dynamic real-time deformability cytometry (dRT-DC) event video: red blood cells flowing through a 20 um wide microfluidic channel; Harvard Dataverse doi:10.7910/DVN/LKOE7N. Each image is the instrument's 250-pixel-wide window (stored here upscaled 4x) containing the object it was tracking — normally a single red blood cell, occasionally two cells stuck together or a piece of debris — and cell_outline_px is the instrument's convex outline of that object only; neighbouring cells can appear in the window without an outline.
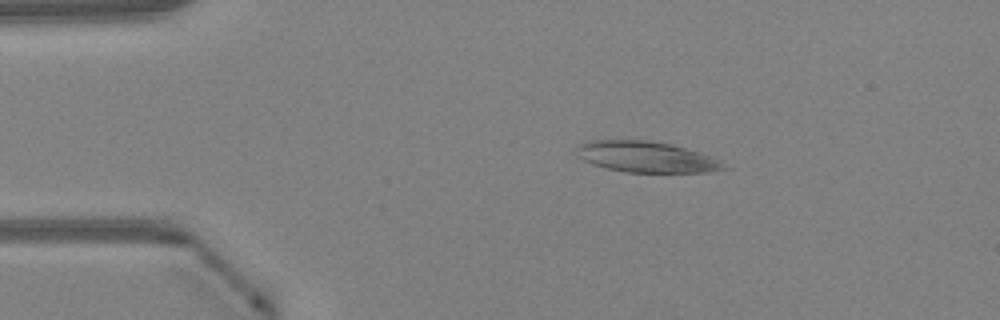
{"species": "Egyptian fruit bat (a non-hibernating species)", "species_latin": "Rousettus aegyptiacus", "temperature_condition": "warm", "stored_images_in_passage": 48, "camera_frame_rate_fps": 3000, "um_per_image_px": 0.085, "animal": {"sex": "female"}, "frame": {"image": 1, "passage_image": 9, "time_ms": 2.667, "image_size_px": [1000, 320], "cell_outline_px": [[732, 168], [712, 172], [624, 172], [592, 164], [576, 156], [572, 148], [580, 144], [592, 140], [648, 140], [672, 144], [700, 152], [712, 156]], "centroid_in_image_um": [54.94, 13.33], "position_along_channel_um": 30.1, "area_um2": 26.93}}
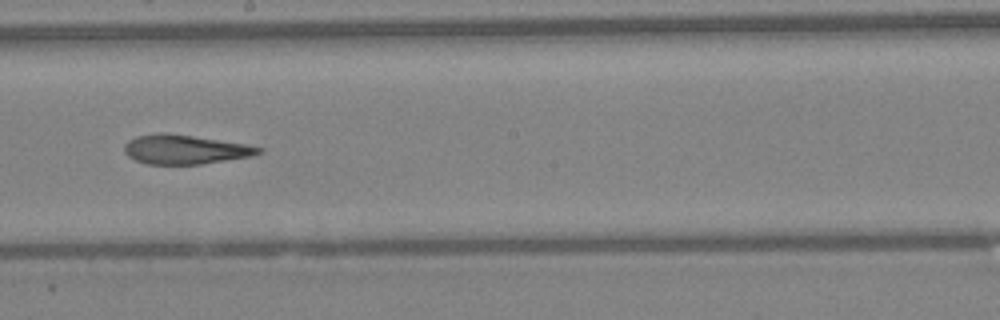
{"frame": {"image": 2, "passage_image": 27, "time_ms": 8.667, "image_size_px": [1000, 320], "cell_outline_px": [[264, 152], [252, 156], [200, 164], [148, 164], [136, 160], [128, 156], [124, 152], [124, 144], [128, 140], [136, 136], [160, 132], [192, 136], [244, 144], [264, 148]], "centroid_in_image_um": [15.71, 12.7], "position_along_channel_um": 232.5, "area_um2": 22.72}}
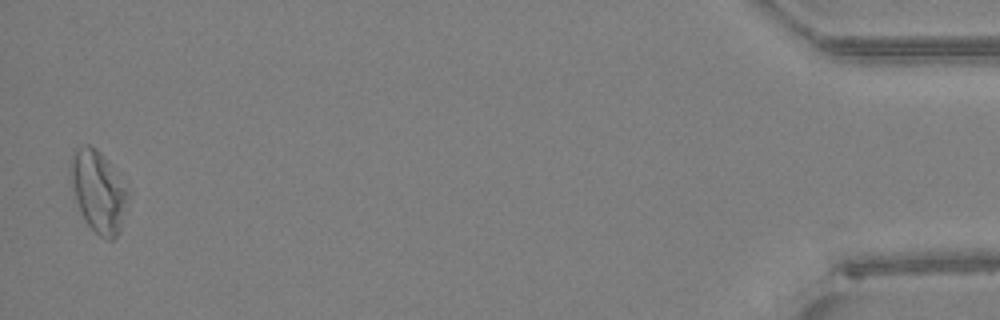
{"frame": {"image": 3, "passage_image": 47, "time_ms": 15.333, "image_size_px": [1000, 320], "cell_outline_px": [[128, 192], [120, 228], [116, 236], [112, 240], [108, 240], [100, 236], [88, 224], [76, 200], [72, 188], [68, 172], [72, 156], [76, 148], [84, 144], [92, 144], [104, 156]], "centroid_in_image_um": [8.3, 16.22], "position_along_channel_um": 426.9, "area_um2": 26.47}, "authors_computed_cell_mechanics": {"area_um2": 24.6228, "velocity_mm_per_s": 4.2625, "shape_relaxation_time_tau1_ms": null, "shape_relaxation_time_tau2_ms": 9.8193, "deformation_change_tau1": null, "deformation_change_tau2": 0.2657}}